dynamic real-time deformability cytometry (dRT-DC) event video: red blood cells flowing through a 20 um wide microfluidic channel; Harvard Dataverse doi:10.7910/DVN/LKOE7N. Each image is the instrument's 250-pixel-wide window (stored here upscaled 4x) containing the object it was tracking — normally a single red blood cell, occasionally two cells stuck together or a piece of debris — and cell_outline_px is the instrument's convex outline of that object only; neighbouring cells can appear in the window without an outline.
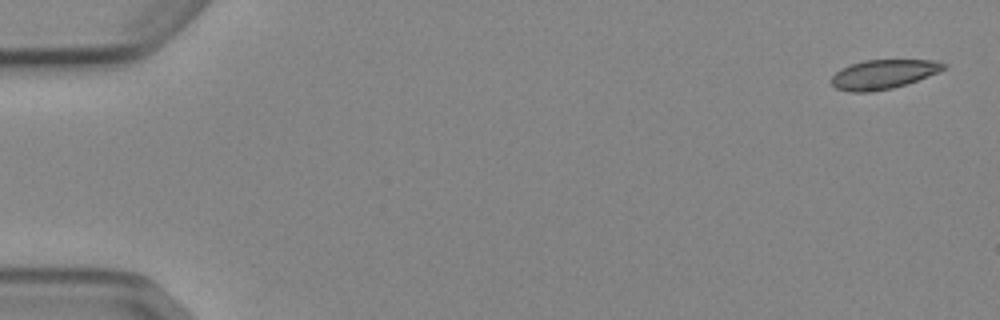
{"species": "Egyptian fruit bat (a non-hibernating species)", "species_latin": "Rousettus aegyptiacus", "temperature_condition": "cold", "stored_images_in_passage": 7, "camera_frame_rate_fps": 3000, "um_per_image_px": 0.085, "animal": {"sex": "female"}, "frame": {"image": 1, "passage_image": 1, "time_ms": 0.0, "image_size_px": [1000, 320], "cell_outline_px": [[948, 68], [928, 76], [892, 88], [868, 92], [848, 92], [836, 88], [832, 84], [832, 76], [840, 68], [864, 60], [932, 60], [948, 64]], "centroid_in_image_um": [75.08, 6.31], "position_along_channel_um": 9.9, "area_um2": 19.02}}
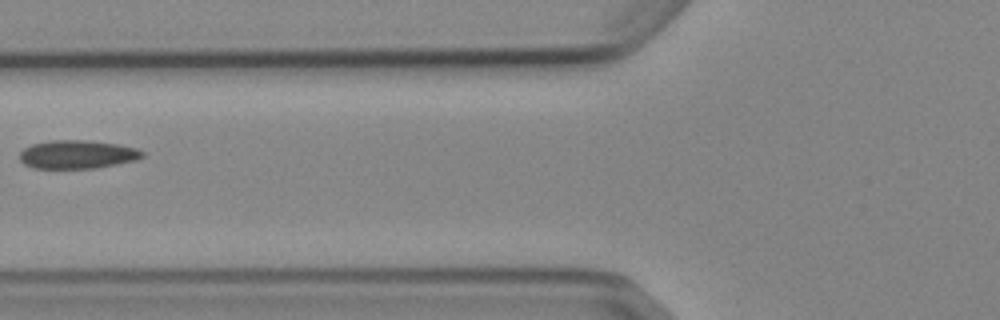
{"frame": {"image": 2, "passage_image": 6, "time_ms": 6.667, "image_size_px": [1000, 320], "cell_outline_px": [[144, 156], [136, 160], [96, 168], [32, 168], [24, 164], [20, 160], [20, 152], [24, 148], [32, 144], [52, 140], [84, 140], [120, 144], [136, 148], [144, 152]], "centroid_in_image_um": [6.57, 13.12], "position_along_channel_um": 119.2, "area_um2": 20.35}}
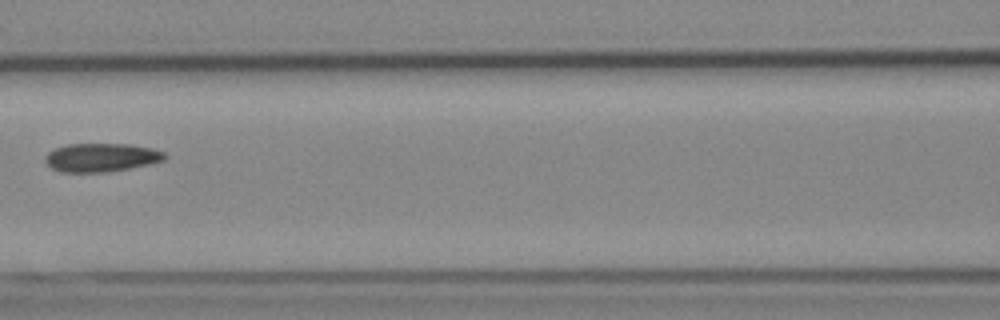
{"frame": {"image": 3, "passage_image": 7, "time_ms": 7.667, "image_size_px": [1000, 320], "cell_outline_px": [[168, 156], [164, 160], [152, 164], [108, 172], [60, 172], [52, 168], [44, 160], [44, 156], [48, 152], [56, 148], [68, 144], [132, 144], [152, 148], [164, 152]], "centroid_in_image_um": [8.64, 13.39], "position_along_channel_um": 158.0, "area_um2": 20.06}}